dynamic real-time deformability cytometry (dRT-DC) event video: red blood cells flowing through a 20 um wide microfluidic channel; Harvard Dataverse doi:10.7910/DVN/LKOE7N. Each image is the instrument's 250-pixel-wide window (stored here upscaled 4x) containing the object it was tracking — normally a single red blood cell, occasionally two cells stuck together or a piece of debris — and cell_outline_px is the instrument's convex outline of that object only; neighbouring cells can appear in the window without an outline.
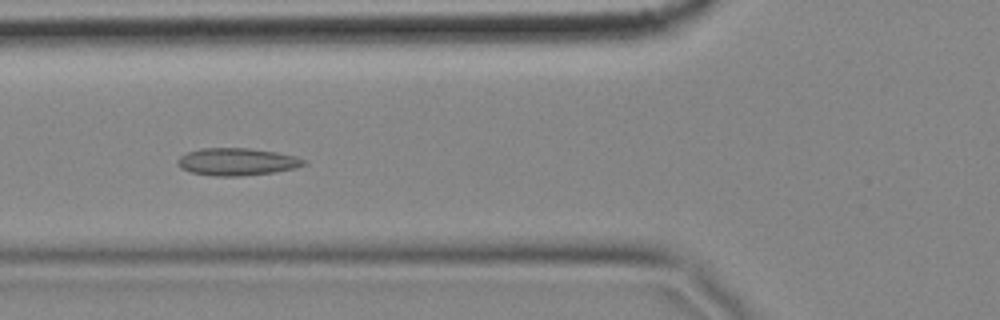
{"species": "common noctule bat (a hibernating species)", "species_latin": "Nyctalus noctula", "temperature_condition": "cold", "stored_images_in_passage": 46, "camera_frame_rate_fps": 3000, "um_per_image_px": 0.085, "animal": {"sex": "female", "body_mass_g": 18.4}, "frame": {"image": 1, "passage_image": 10, "time_ms": 3.0, "image_size_px": [1000, 320], "cell_outline_px": [[308, 164], [296, 168], [272, 172], [236, 176], [216, 176], [192, 172], [180, 168], [176, 164], [176, 160], [180, 156], [188, 152], [200, 148], [248, 148], [276, 152], [296, 156], [308, 160]], "centroid_in_image_um": [20.16, 13.74], "position_along_channel_um": 105.6, "area_um2": 20.17}}
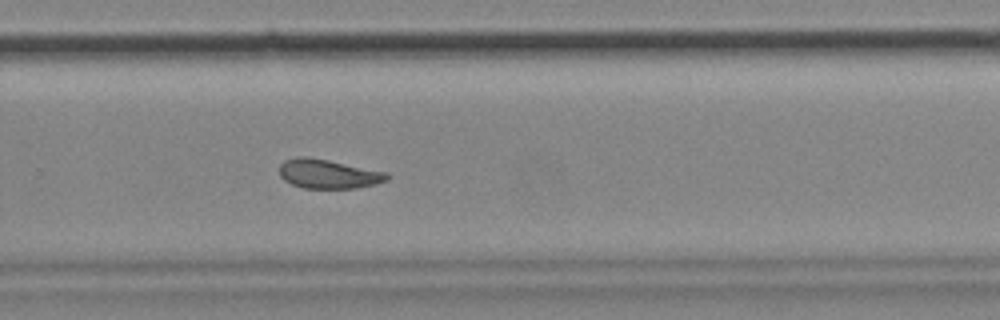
{"frame": {"image": 2, "passage_image": 27, "time_ms": 8.667, "image_size_px": [1000, 320], "cell_outline_px": [[392, 176], [388, 180], [376, 184], [356, 188], [304, 188], [292, 184], [284, 180], [280, 176], [280, 164], [284, 160], [300, 156], [304, 156], [328, 160], [388, 172]], "centroid_in_image_um": [27.94, 14.78], "position_along_channel_um": 301.9, "area_um2": 18.38}}
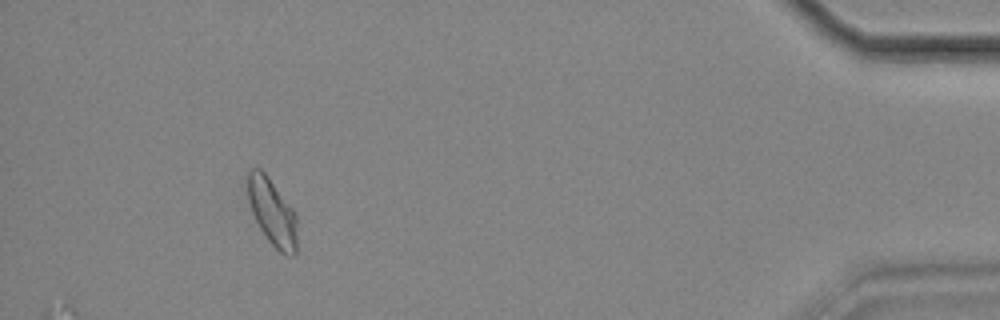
{"frame": {"image": 3, "passage_image": 42, "time_ms": 13.667, "image_size_px": [1000, 320], "cell_outline_px": [[296, 252], [292, 256], [280, 252], [268, 240], [260, 228], [252, 212], [248, 200], [248, 172], [252, 168], [260, 168], [268, 176], [296, 212]], "centroid_in_image_um": [23.15, 18.01], "position_along_channel_um": 412.1, "area_um2": 19.07}, "authors_computed_cell_mechanics": {"area_um2": 18.9584, "velocity_mm_per_s": 3.4686, "shape_relaxation_time_tau1_ms": null, "shape_relaxation_time_tau2_ms": 2.1372, "deformation_change_tau1": null, "deformation_change_tau2": 0.0757}}